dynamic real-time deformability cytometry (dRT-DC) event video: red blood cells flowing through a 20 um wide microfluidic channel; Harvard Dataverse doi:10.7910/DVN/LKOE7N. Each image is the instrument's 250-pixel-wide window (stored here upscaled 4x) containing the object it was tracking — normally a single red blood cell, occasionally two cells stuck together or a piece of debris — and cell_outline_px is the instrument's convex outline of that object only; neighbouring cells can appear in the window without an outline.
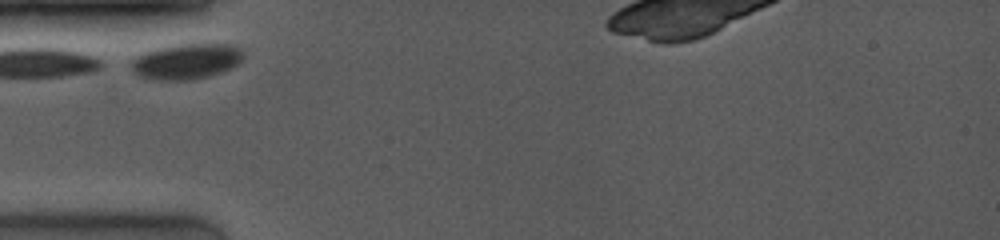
{"species": "common noctule bat (a hibernating species)", "species_latin": "Nyctalus noctula", "temperature_condition": "room temperature", "stored_images_in_passage": 11, "camera_frame_rate_fps": 4000, "um_per_image_px": 0.085, "animal": {"sex": "female", "body_mass_g": 19.0, "forearm_length_mm": 53.3}, "frame": {"image": 1, "passage_image": 1, "time_ms": 0.0, "image_size_px": [1000, 240], "cell_outline_px": [[244, 56], [240, 64], [220, 72], [208, 76], [188, 80], [152, 80], [140, 76], [132, 68], [132, 60], [136, 56], [144, 52], [156, 48], [176, 44], [224, 44], [240, 48]], "centroid_in_image_um": [15.84, 5.21], "position_along_channel_um": 69.2, "area_um2": 23.12}}